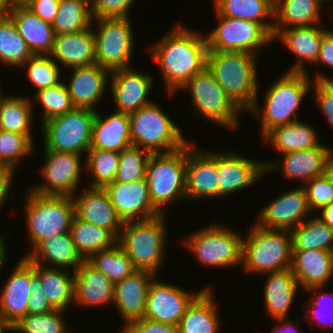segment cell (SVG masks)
Here are the masks:
<instances>
[{
	"mask_svg": "<svg viewBox=\"0 0 333 333\" xmlns=\"http://www.w3.org/2000/svg\"><path fill=\"white\" fill-rule=\"evenodd\" d=\"M195 30L177 22L148 47L149 55H152L161 70L164 87L169 95L175 96L189 79L206 67V36Z\"/></svg>",
	"mask_w": 333,
	"mask_h": 333,
	"instance_id": "cell-1",
	"label": "cell"
},
{
	"mask_svg": "<svg viewBox=\"0 0 333 333\" xmlns=\"http://www.w3.org/2000/svg\"><path fill=\"white\" fill-rule=\"evenodd\" d=\"M313 80L305 72H287L264 89L263 107L256 101L247 112L260 124V136L263 138L270 130L280 125L300 120L298 109L310 92ZM261 106V107H260ZM298 117V118H297Z\"/></svg>",
	"mask_w": 333,
	"mask_h": 333,
	"instance_id": "cell-2",
	"label": "cell"
},
{
	"mask_svg": "<svg viewBox=\"0 0 333 333\" xmlns=\"http://www.w3.org/2000/svg\"><path fill=\"white\" fill-rule=\"evenodd\" d=\"M259 56L246 52L208 50L206 67L228 97L247 113L260 98L257 72Z\"/></svg>",
	"mask_w": 333,
	"mask_h": 333,
	"instance_id": "cell-3",
	"label": "cell"
},
{
	"mask_svg": "<svg viewBox=\"0 0 333 333\" xmlns=\"http://www.w3.org/2000/svg\"><path fill=\"white\" fill-rule=\"evenodd\" d=\"M166 217L167 215L160 214L147 220L124 222L118 244L136 270L148 271L160 277V267L165 263L167 252Z\"/></svg>",
	"mask_w": 333,
	"mask_h": 333,
	"instance_id": "cell-4",
	"label": "cell"
},
{
	"mask_svg": "<svg viewBox=\"0 0 333 333\" xmlns=\"http://www.w3.org/2000/svg\"><path fill=\"white\" fill-rule=\"evenodd\" d=\"M28 193V194H27ZM23 197L27 239L33 247L28 256L42 241L70 232L75 216L72 196L40 195L28 189Z\"/></svg>",
	"mask_w": 333,
	"mask_h": 333,
	"instance_id": "cell-5",
	"label": "cell"
},
{
	"mask_svg": "<svg viewBox=\"0 0 333 333\" xmlns=\"http://www.w3.org/2000/svg\"><path fill=\"white\" fill-rule=\"evenodd\" d=\"M243 235L242 270L257 275L291 267L292 236L287 230L268 229L254 223Z\"/></svg>",
	"mask_w": 333,
	"mask_h": 333,
	"instance_id": "cell-6",
	"label": "cell"
},
{
	"mask_svg": "<svg viewBox=\"0 0 333 333\" xmlns=\"http://www.w3.org/2000/svg\"><path fill=\"white\" fill-rule=\"evenodd\" d=\"M161 108L159 103L152 101L129 114L133 146L158 154L179 150L190 141L185 139L181 128Z\"/></svg>",
	"mask_w": 333,
	"mask_h": 333,
	"instance_id": "cell-7",
	"label": "cell"
},
{
	"mask_svg": "<svg viewBox=\"0 0 333 333\" xmlns=\"http://www.w3.org/2000/svg\"><path fill=\"white\" fill-rule=\"evenodd\" d=\"M229 225H204L197 231L183 237L182 246L189 250L203 266L214 268H232L242 265L243 235ZM194 232V233H193Z\"/></svg>",
	"mask_w": 333,
	"mask_h": 333,
	"instance_id": "cell-8",
	"label": "cell"
},
{
	"mask_svg": "<svg viewBox=\"0 0 333 333\" xmlns=\"http://www.w3.org/2000/svg\"><path fill=\"white\" fill-rule=\"evenodd\" d=\"M187 144L169 153L151 154L146 179L152 204L167 214L170 206L186 199Z\"/></svg>",
	"mask_w": 333,
	"mask_h": 333,
	"instance_id": "cell-9",
	"label": "cell"
},
{
	"mask_svg": "<svg viewBox=\"0 0 333 333\" xmlns=\"http://www.w3.org/2000/svg\"><path fill=\"white\" fill-rule=\"evenodd\" d=\"M184 90L190 93L193 113L197 111L207 123L234 131L240 128L242 111L228 97L207 67L189 79L180 89Z\"/></svg>",
	"mask_w": 333,
	"mask_h": 333,
	"instance_id": "cell-10",
	"label": "cell"
},
{
	"mask_svg": "<svg viewBox=\"0 0 333 333\" xmlns=\"http://www.w3.org/2000/svg\"><path fill=\"white\" fill-rule=\"evenodd\" d=\"M96 111L75 108L71 112L55 116L41 125L46 148L57 152L87 154L92 139V126Z\"/></svg>",
	"mask_w": 333,
	"mask_h": 333,
	"instance_id": "cell-11",
	"label": "cell"
},
{
	"mask_svg": "<svg viewBox=\"0 0 333 333\" xmlns=\"http://www.w3.org/2000/svg\"><path fill=\"white\" fill-rule=\"evenodd\" d=\"M96 63L112 72L133 67L134 36L130 17L93 19Z\"/></svg>",
	"mask_w": 333,
	"mask_h": 333,
	"instance_id": "cell-12",
	"label": "cell"
},
{
	"mask_svg": "<svg viewBox=\"0 0 333 333\" xmlns=\"http://www.w3.org/2000/svg\"><path fill=\"white\" fill-rule=\"evenodd\" d=\"M214 12L218 24L205 34L208 50L246 52L259 56L262 48L273 42V36L262 25Z\"/></svg>",
	"mask_w": 333,
	"mask_h": 333,
	"instance_id": "cell-13",
	"label": "cell"
},
{
	"mask_svg": "<svg viewBox=\"0 0 333 333\" xmlns=\"http://www.w3.org/2000/svg\"><path fill=\"white\" fill-rule=\"evenodd\" d=\"M43 150L45 160L39 169L43 182L29 185V190L40 195H75L83 178L82 172L85 174V166L81 164L85 157L72 152Z\"/></svg>",
	"mask_w": 333,
	"mask_h": 333,
	"instance_id": "cell-14",
	"label": "cell"
},
{
	"mask_svg": "<svg viewBox=\"0 0 333 333\" xmlns=\"http://www.w3.org/2000/svg\"><path fill=\"white\" fill-rule=\"evenodd\" d=\"M157 277L151 282L147 293L144 318L173 326H178L191 302L205 288H211L206 285L197 292L187 291L182 286L166 283Z\"/></svg>",
	"mask_w": 333,
	"mask_h": 333,
	"instance_id": "cell-15",
	"label": "cell"
},
{
	"mask_svg": "<svg viewBox=\"0 0 333 333\" xmlns=\"http://www.w3.org/2000/svg\"><path fill=\"white\" fill-rule=\"evenodd\" d=\"M194 141L187 143L186 200L218 199L217 150L196 148Z\"/></svg>",
	"mask_w": 333,
	"mask_h": 333,
	"instance_id": "cell-16",
	"label": "cell"
},
{
	"mask_svg": "<svg viewBox=\"0 0 333 333\" xmlns=\"http://www.w3.org/2000/svg\"><path fill=\"white\" fill-rule=\"evenodd\" d=\"M228 149H226L227 151L217 149L219 199L236 194L245 187L256 185L260 182L259 180L266 177L263 160L247 158L237 151Z\"/></svg>",
	"mask_w": 333,
	"mask_h": 333,
	"instance_id": "cell-17",
	"label": "cell"
},
{
	"mask_svg": "<svg viewBox=\"0 0 333 333\" xmlns=\"http://www.w3.org/2000/svg\"><path fill=\"white\" fill-rule=\"evenodd\" d=\"M312 215L302 186L283 192L258 212L254 222L268 229L291 231Z\"/></svg>",
	"mask_w": 333,
	"mask_h": 333,
	"instance_id": "cell-18",
	"label": "cell"
},
{
	"mask_svg": "<svg viewBox=\"0 0 333 333\" xmlns=\"http://www.w3.org/2000/svg\"><path fill=\"white\" fill-rule=\"evenodd\" d=\"M132 68L112 71L109 80L115 111L127 114L136 112L153 101L148 96L155 85L152 73Z\"/></svg>",
	"mask_w": 333,
	"mask_h": 333,
	"instance_id": "cell-19",
	"label": "cell"
},
{
	"mask_svg": "<svg viewBox=\"0 0 333 333\" xmlns=\"http://www.w3.org/2000/svg\"><path fill=\"white\" fill-rule=\"evenodd\" d=\"M103 189L123 222L147 220L162 214L151 202L146 178L132 182L113 181Z\"/></svg>",
	"mask_w": 333,
	"mask_h": 333,
	"instance_id": "cell-20",
	"label": "cell"
},
{
	"mask_svg": "<svg viewBox=\"0 0 333 333\" xmlns=\"http://www.w3.org/2000/svg\"><path fill=\"white\" fill-rule=\"evenodd\" d=\"M327 145L322 143L312 149L281 154V159L265 160L263 161L265 175L278 170L284 179L288 181L298 179L302 182L300 185H303L312 178L324 174L325 162L333 152V147Z\"/></svg>",
	"mask_w": 333,
	"mask_h": 333,
	"instance_id": "cell-21",
	"label": "cell"
},
{
	"mask_svg": "<svg viewBox=\"0 0 333 333\" xmlns=\"http://www.w3.org/2000/svg\"><path fill=\"white\" fill-rule=\"evenodd\" d=\"M18 261L0 288V318L10 328L28 313L31 295V261L26 256Z\"/></svg>",
	"mask_w": 333,
	"mask_h": 333,
	"instance_id": "cell-22",
	"label": "cell"
},
{
	"mask_svg": "<svg viewBox=\"0 0 333 333\" xmlns=\"http://www.w3.org/2000/svg\"><path fill=\"white\" fill-rule=\"evenodd\" d=\"M322 25L273 29V42L280 41L296 56V60L287 68V72H307V63L315 64L318 60L323 37L330 31Z\"/></svg>",
	"mask_w": 333,
	"mask_h": 333,
	"instance_id": "cell-23",
	"label": "cell"
},
{
	"mask_svg": "<svg viewBox=\"0 0 333 333\" xmlns=\"http://www.w3.org/2000/svg\"><path fill=\"white\" fill-rule=\"evenodd\" d=\"M71 69L69 82L65 81V85L74 107L98 111L96 105L107 93L111 72L97 63Z\"/></svg>",
	"mask_w": 333,
	"mask_h": 333,
	"instance_id": "cell-24",
	"label": "cell"
},
{
	"mask_svg": "<svg viewBox=\"0 0 333 333\" xmlns=\"http://www.w3.org/2000/svg\"><path fill=\"white\" fill-rule=\"evenodd\" d=\"M75 215L84 221L112 232L117 238L123 228V220L119 217L103 188L84 187L72 196Z\"/></svg>",
	"mask_w": 333,
	"mask_h": 333,
	"instance_id": "cell-25",
	"label": "cell"
},
{
	"mask_svg": "<svg viewBox=\"0 0 333 333\" xmlns=\"http://www.w3.org/2000/svg\"><path fill=\"white\" fill-rule=\"evenodd\" d=\"M156 277L148 271H135L124 280L114 284L113 306L118 310L125 327L128 323L144 318L147 293Z\"/></svg>",
	"mask_w": 333,
	"mask_h": 333,
	"instance_id": "cell-26",
	"label": "cell"
},
{
	"mask_svg": "<svg viewBox=\"0 0 333 333\" xmlns=\"http://www.w3.org/2000/svg\"><path fill=\"white\" fill-rule=\"evenodd\" d=\"M290 270L303 291L311 287H326L333 278V251H292Z\"/></svg>",
	"mask_w": 333,
	"mask_h": 333,
	"instance_id": "cell-27",
	"label": "cell"
},
{
	"mask_svg": "<svg viewBox=\"0 0 333 333\" xmlns=\"http://www.w3.org/2000/svg\"><path fill=\"white\" fill-rule=\"evenodd\" d=\"M114 284L86 261L74 272V306L100 307L113 304Z\"/></svg>",
	"mask_w": 333,
	"mask_h": 333,
	"instance_id": "cell-28",
	"label": "cell"
},
{
	"mask_svg": "<svg viewBox=\"0 0 333 333\" xmlns=\"http://www.w3.org/2000/svg\"><path fill=\"white\" fill-rule=\"evenodd\" d=\"M49 55L59 66L63 64L65 69L96 63L92 26L77 33L55 35L54 45Z\"/></svg>",
	"mask_w": 333,
	"mask_h": 333,
	"instance_id": "cell-29",
	"label": "cell"
},
{
	"mask_svg": "<svg viewBox=\"0 0 333 333\" xmlns=\"http://www.w3.org/2000/svg\"><path fill=\"white\" fill-rule=\"evenodd\" d=\"M263 275H266L262 294L267 316L273 321L287 319L301 286L290 269Z\"/></svg>",
	"mask_w": 333,
	"mask_h": 333,
	"instance_id": "cell-30",
	"label": "cell"
},
{
	"mask_svg": "<svg viewBox=\"0 0 333 333\" xmlns=\"http://www.w3.org/2000/svg\"><path fill=\"white\" fill-rule=\"evenodd\" d=\"M6 14L12 19L33 55L51 53L55 39L51 24L43 21L25 5H14Z\"/></svg>",
	"mask_w": 333,
	"mask_h": 333,
	"instance_id": "cell-31",
	"label": "cell"
},
{
	"mask_svg": "<svg viewBox=\"0 0 333 333\" xmlns=\"http://www.w3.org/2000/svg\"><path fill=\"white\" fill-rule=\"evenodd\" d=\"M96 111L90 149L122 152L131 146L129 114L112 111L103 116Z\"/></svg>",
	"mask_w": 333,
	"mask_h": 333,
	"instance_id": "cell-32",
	"label": "cell"
},
{
	"mask_svg": "<svg viewBox=\"0 0 333 333\" xmlns=\"http://www.w3.org/2000/svg\"><path fill=\"white\" fill-rule=\"evenodd\" d=\"M27 258L37 265L71 269L73 272L85 261L78 253L70 232L42 241Z\"/></svg>",
	"mask_w": 333,
	"mask_h": 333,
	"instance_id": "cell-33",
	"label": "cell"
},
{
	"mask_svg": "<svg viewBox=\"0 0 333 333\" xmlns=\"http://www.w3.org/2000/svg\"><path fill=\"white\" fill-rule=\"evenodd\" d=\"M306 120H298L287 125H280L270 130L262 142L272 146L280 155L292 151H302L320 146L319 133Z\"/></svg>",
	"mask_w": 333,
	"mask_h": 333,
	"instance_id": "cell-34",
	"label": "cell"
},
{
	"mask_svg": "<svg viewBox=\"0 0 333 333\" xmlns=\"http://www.w3.org/2000/svg\"><path fill=\"white\" fill-rule=\"evenodd\" d=\"M205 288L187 307L178 324V333H219L222 324L214 291Z\"/></svg>",
	"mask_w": 333,
	"mask_h": 333,
	"instance_id": "cell-35",
	"label": "cell"
},
{
	"mask_svg": "<svg viewBox=\"0 0 333 333\" xmlns=\"http://www.w3.org/2000/svg\"><path fill=\"white\" fill-rule=\"evenodd\" d=\"M325 5L326 0H274L273 29L322 24L320 14Z\"/></svg>",
	"mask_w": 333,
	"mask_h": 333,
	"instance_id": "cell-36",
	"label": "cell"
},
{
	"mask_svg": "<svg viewBox=\"0 0 333 333\" xmlns=\"http://www.w3.org/2000/svg\"><path fill=\"white\" fill-rule=\"evenodd\" d=\"M34 272L41 282L42 293L58 310H69L74 303V272L34 264Z\"/></svg>",
	"mask_w": 333,
	"mask_h": 333,
	"instance_id": "cell-37",
	"label": "cell"
},
{
	"mask_svg": "<svg viewBox=\"0 0 333 333\" xmlns=\"http://www.w3.org/2000/svg\"><path fill=\"white\" fill-rule=\"evenodd\" d=\"M212 1L214 10L219 15L256 22L262 25L273 36L274 0Z\"/></svg>",
	"mask_w": 333,
	"mask_h": 333,
	"instance_id": "cell-38",
	"label": "cell"
},
{
	"mask_svg": "<svg viewBox=\"0 0 333 333\" xmlns=\"http://www.w3.org/2000/svg\"><path fill=\"white\" fill-rule=\"evenodd\" d=\"M34 107L29 95L6 94L0 102V129L26 135L33 142Z\"/></svg>",
	"mask_w": 333,
	"mask_h": 333,
	"instance_id": "cell-39",
	"label": "cell"
},
{
	"mask_svg": "<svg viewBox=\"0 0 333 333\" xmlns=\"http://www.w3.org/2000/svg\"><path fill=\"white\" fill-rule=\"evenodd\" d=\"M70 233L78 253L86 261L96 252L113 248L118 238L110 231L79 219L76 215L71 222Z\"/></svg>",
	"mask_w": 333,
	"mask_h": 333,
	"instance_id": "cell-40",
	"label": "cell"
},
{
	"mask_svg": "<svg viewBox=\"0 0 333 333\" xmlns=\"http://www.w3.org/2000/svg\"><path fill=\"white\" fill-rule=\"evenodd\" d=\"M292 251L323 249L333 251V229L312 214L291 231Z\"/></svg>",
	"mask_w": 333,
	"mask_h": 333,
	"instance_id": "cell-41",
	"label": "cell"
},
{
	"mask_svg": "<svg viewBox=\"0 0 333 333\" xmlns=\"http://www.w3.org/2000/svg\"><path fill=\"white\" fill-rule=\"evenodd\" d=\"M92 20L91 5L87 1L60 0L52 27L55 35L77 33L94 26Z\"/></svg>",
	"mask_w": 333,
	"mask_h": 333,
	"instance_id": "cell-42",
	"label": "cell"
},
{
	"mask_svg": "<svg viewBox=\"0 0 333 333\" xmlns=\"http://www.w3.org/2000/svg\"><path fill=\"white\" fill-rule=\"evenodd\" d=\"M32 55L12 19L0 14V63L19 69Z\"/></svg>",
	"mask_w": 333,
	"mask_h": 333,
	"instance_id": "cell-43",
	"label": "cell"
},
{
	"mask_svg": "<svg viewBox=\"0 0 333 333\" xmlns=\"http://www.w3.org/2000/svg\"><path fill=\"white\" fill-rule=\"evenodd\" d=\"M85 157L82 164L85 166L86 176H90L87 187L104 188L114 181L120 161L118 152L89 149Z\"/></svg>",
	"mask_w": 333,
	"mask_h": 333,
	"instance_id": "cell-44",
	"label": "cell"
},
{
	"mask_svg": "<svg viewBox=\"0 0 333 333\" xmlns=\"http://www.w3.org/2000/svg\"><path fill=\"white\" fill-rule=\"evenodd\" d=\"M86 262L102 272L113 284L124 280L137 271L118 243L111 249L96 252Z\"/></svg>",
	"mask_w": 333,
	"mask_h": 333,
	"instance_id": "cell-45",
	"label": "cell"
},
{
	"mask_svg": "<svg viewBox=\"0 0 333 333\" xmlns=\"http://www.w3.org/2000/svg\"><path fill=\"white\" fill-rule=\"evenodd\" d=\"M33 94L34 97L31 96L33 104L36 102V105L39 104L42 108L40 115L37 117L40 118L41 124L50 118L75 109L63 80L54 86L41 89Z\"/></svg>",
	"mask_w": 333,
	"mask_h": 333,
	"instance_id": "cell-46",
	"label": "cell"
},
{
	"mask_svg": "<svg viewBox=\"0 0 333 333\" xmlns=\"http://www.w3.org/2000/svg\"><path fill=\"white\" fill-rule=\"evenodd\" d=\"M66 312L55 309L44 314L27 313L10 328V333H73L65 321Z\"/></svg>",
	"mask_w": 333,
	"mask_h": 333,
	"instance_id": "cell-47",
	"label": "cell"
},
{
	"mask_svg": "<svg viewBox=\"0 0 333 333\" xmlns=\"http://www.w3.org/2000/svg\"><path fill=\"white\" fill-rule=\"evenodd\" d=\"M60 67L50 55L38 54L32 55L19 69L25 70L26 77L38 92L62 81Z\"/></svg>",
	"mask_w": 333,
	"mask_h": 333,
	"instance_id": "cell-48",
	"label": "cell"
},
{
	"mask_svg": "<svg viewBox=\"0 0 333 333\" xmlns=\"http://www.w3.org/2000/svg\"><path fill=\"white\" fill-rule=\"evenodd\" d=\"M34 143L26 135L0 129V165L17 171L20 161L32 156Z\"/></svg>",
	"mask_w": 333,
	"mask_h": 333,
	"instance_id": "cell-49",
	"label": "cell"
},
{
	"mask_svg": "<svg viewBox=\"0 0 333 333\" xmlns=\"http://www.w3.org/2000/svg\"><path fill=\"white\" fill-rule=\"evenodd\" d=\"M151 153L129 146L119 153L120 161L114 181L132 182L146 178V166Z\"/></svg>",
	"mask_w": 333,
	"mask_h": 333,
	"instance_id": "cell-50",
	"label": "cell"
},
{
	"mask_svg": "<svg viewBox=\"0 0 333 333\" xmlns=\"http://www.w3.org/2000/svg\"><path fill=\"white\" fill-rule=\"evenodd\" d=\"M301 186L311 213L317 214L322 208L333 203V185L324 175L312 178Z\"/></svg>",
	"mask_w": 333,
	"mask_h": 333,
	"instance_id": "cell-51",
	"label": "cell"
},
{
	"mask_svg": "<svg viewBox=\"0 0 333 333\" xmlns=\"http://www.w3.org/2000/svg\"><path fill=\"white\" fill-rule=\"evenodd\" d=\"M135 0H93L91 14L93 19L130 17L129 11Z\"/></svg>",
	"mask_w": 333,
	"mask_h": 333,
	"instance_id": "cell-52",
	"label": "cell"
},
{
	"mask_svg": "<svg viewBox=\"0 0 333 333\" xmlns=\"http://www.w3.org/2000/svg\"><path fill=\"white\" fill-rule=\"evenodd\" d=\"M312 93L315 97L316 106L321 110V114L327 119L328 125L333 129V80L313 81L311 85ZM315 93V94H314Z\"/></svg>",
	"mask_w": 333,
	"mask_h": 333,
	"instance_id": "cell-53",
	"label": "cell"
},
{
	"mask_svg": "<svg viewBox=\"0 0 333 333\" xmlns=\"http://www.w3.org/2000/svg\"><path fill=\"white\" fill-rule=\"evenodd\" d=\"M31 295L28 301V314L50 313L55 308L49 303L45 294L41 290V282L38 275L34 272V263L31 262Z\"/></svg>",
	"mask_w": 333,
	"mask_h": 333,
	"instance_id": "cell-54",
	"label": "cell"
},
{
	"mask_svg": "<svg viewBox=\"0 0 333 333\" xmlns=\"http://www.w3.org/2000/svg\"><path fill=\"white\" fill-rule=\"evenodd\" d=\"M326 66L328 69L333 70V30H330L322 40L321 48L318 55V60L314 66L320 65ZM332 68V69H331ZM307 75L313 81H332V78H329L327 74H324L322 71L316 70L315 75L313 76L311 72L307 71ZM310 73V74H309Z\"/></svg>",
	"mask_w": 333,
	"mask_h": 333,
	"instance_id": "cell-55",
	"label": "cell"
},
{
	"mask_svg": "<svg viewBox=\"0 0 333 333\" xmlns=\"http://www.w3.org/2000/svg\"><path fill=\"white\" fill-rule=\"evenodd\" d=\"M120 333H178V327L142 318L128 323Z\"/></svg>",
	"mask_w": 333,
	"mask_h": 333,
	"instance_id": "cell-56",
	"label": "cell"
},
{
	"mask_svg": "<svg viewBox=\"0 0 333 333\" xmlns=\"http://www.w3.org/2000/svg\"><path fill=\"white\" fill-rule=\"evenodd\" d=\"M60 0H30L25 6L43 21L52 25Z\"/></svg>",
	"mask_w": 333,
	"mask_h": 333,
	"instance_id": "cell-57",
	"label": "cell"
},
{
	"mask_svg": "<svg viewBox=\"0 0 333 333\" xmlns=\"http://www.w3.org/2000/svg\"><path fill=\"white\" fill-rule=\"evenodd\" d=\"M303 304H305V308L304 309H308L306 310V312L304 314H302V316L305 318L307 317V320H311L310 322L313 321L312 324L316 323L317 326H320L319 328H322L325 330V328L328 330V328L330 329L331 327L333 328V309H327V308H317L315 307L310 301L308 302H304ZM307 305V306H306ZM309 306V307H308ZM326 313H329L328 316L331 317L330 319L327 317H325ZM328 311V312H327ZM323 312V314H322ZM324 315V316H322ZM327 318V319H326Z\"/></svg>",
	"mask_w": 333,
	"mask_h": 333,
	"instance_id": "cell-58",
	"label": "cell"
},
{
	"mask_svg": "<svg viewBox=\"0 0 333 333\" xmlns=\"http://www.w3.org/2000/svg\"><path fill=\"white\" fill-rule=\"evenodd\" d=\"M15 171L7 166L0 165V210L3 209V205L5 204V200L11 199L15 200V194L11 190L12 181L14 180ZM1 212V211H0Z\"/></svg>",
	"mask_w": 333,
	"mask_h": 333,
	"instance_id": "cell-59",
	"label": "cell"
},
{
	"mask_svg": "<svg viewBox=\"0 0 333 333\" xmlns=\"http://www.w3.org/2000/svg\"><path fill=\"white\" fill-rule=\"evenodd\" d=\"M327 287H311L308 288L307 292L314 293L313 297L309 300L317 308L333 309V292L327 291ZM326 289V290H324ZM328 302V303H327ZM327 304L329 305L327 306ZM332 306V308H331ZM329 307V308H328Z\"/></svg>",
	"mask_w": 333,
	"mask_h": 333,
	"instance_id": "cell-60",
	"label": "cell"
},
{
	"mask_svg": "<svg viewBox=\"0 0 333 333\" xmlns=\"http://www.w3.org/2000/svg\"><path fill=\"white\" fill-rule=\"evenodd\" d=\"M276 322L278 323L277 325L270 327V333H303V330L300 328L302 322L299 321V318H296V323L291 319L289 321V318L278 319Z\"/></svg>",
	"mask_w": 333,
	"mask_h": 333,
	"instance_id": "cell-61",
	"label": "cell"
},
{
	"mask_svg": "<svg viewBox=\"0 0 333 333\" xmlns=\"http://www.w3.org/2000/svg\"><path fill=\"white\" fill-rule=\"evenodd\" d=\"M317 217L333 229V203L318 211ZM320 215V216H319Z\"/></svg>",
	"mask_w": 333,
	"mask_h": 333,
	"instance_id": "cell-62",
	"label": "cell"
},
{
	"mask_svg": "<svg viewBox=\"0 0 333 333\" xmlns=\"http://www.w3.org/2000/svg\"><path fill=\"white\" fill-rule=\"evenodd\" d=\"M3 233L0 234V271L2 270V268H5L4 266L7 265V252L8 250L6 249L7 248V245H6V241H8L6 238L7 236H9L8 233H6L7 235L6 236H3L2 235ZM6 239V240H5Z\"/></svg>",
	"mask_w": 333,
	"mask_h": 333,
	"instance_id": "cell-63",
	"label": "cell"
},
{
	"mask_svg": "<svg viewBox=\"0 0 333 333\" xmlns=\"http://www.w3.org/2000/svg\"><path fill=\"white\" fill-rule=\"evenodd\" d=\"M329 182L333 185V152L329 155L325 162L324 174Z\"/></svg>",
	"mask_w": 333,
	"mask_h": 333,
	"instance_id": "cell-64",
	"label": "cell"
},
{
	"mask_svg": "<svg viewBox=\"0 0 333 333\" xmlns=\"http://www.w3.org/2000/svg\"><path fill=\"white\" fill-rule=\"evenodd\" d=\"M11 7L8 0H0V14H6Z\"/></svg>",
	"mask_w": 333,
	"mask_h": 333,
	"instance_id": "cell-65",
	"label": "cell"
},
{
	"mask_svg": "<svg viewBox=\"0 0 333 333\" xmlns=\"http://www.w3.org/2000/svg\"><path fill=\"white\" fill-rule=\"evenodd\" d=\"M10 333V327L0 318V333Z\"/></svg>",
	"mask_w": 333,
	"mask_h": 333,
	"instance_id": "cell-66",
	"label": "cell"
},
{
	"mask_svg": "<svg viewBox=\"0 0 333 333\" xmlns=\"http://www.w3.org/2000/svg\"><path fill=\"white\" fill-rule=\"evenodd\" d=\"M8 3L11 6H14V5H26L27 4V0H8Z\"/></svg>",
	"mask_w": 333,
	"mask_h": 333,
	"instance_id": "cell-67",
	"label": "cell"
},
{
	"mask_svg": "<svg viewBox=\"0 0 333 333\" xmlns=\"http://www.w3.org/2000/svg\"><path fill=\"white\" fill-rule=\"evenodd\" d=\"M327 4H329V2L332 4V7L328 10L329 12H331V14L328 12L329 16L331 15V20H333V0H326ZM332 10V11H331Z\"/></svg>",
	"mask_w": 333,
	"mask_h": 333,
	"instance_id": "cell-68",
	"label": "cell"
},
{
	"mask_svg": "<svg viewBox=\"0 0 333 333\" xmlns=\"http://www.w3.org/2000/svg\"><path fill=\"white\" fill-rule=\"evenodd\" d=\"M0 84H1V82H0ZM2 91H3V89H2V86L0 85V102H1V100L6 96V93H4V91H3V92H2ZM3 93H4L5 95H4Z\"/></svg>",
	"mask_w": 333,
	"mask_h": 333,
	"instance_id": "cell-69",
	"label": "cell"
},
{
	"mask_svg": "<svg viewBox=\"0 0 333 333\" xmlns=\"http://www.w3.org/2000/svg\"><path fill=\"white\" fill-rule=\"evenodd\" d=\"M84 1H87L91 5L93 0H84Z\"/></svg>",
	"mask_w": 333,
	"mask_h": 333,
	"instance_id": "cell-70",
	"label": "cell"
}]
</instances>
